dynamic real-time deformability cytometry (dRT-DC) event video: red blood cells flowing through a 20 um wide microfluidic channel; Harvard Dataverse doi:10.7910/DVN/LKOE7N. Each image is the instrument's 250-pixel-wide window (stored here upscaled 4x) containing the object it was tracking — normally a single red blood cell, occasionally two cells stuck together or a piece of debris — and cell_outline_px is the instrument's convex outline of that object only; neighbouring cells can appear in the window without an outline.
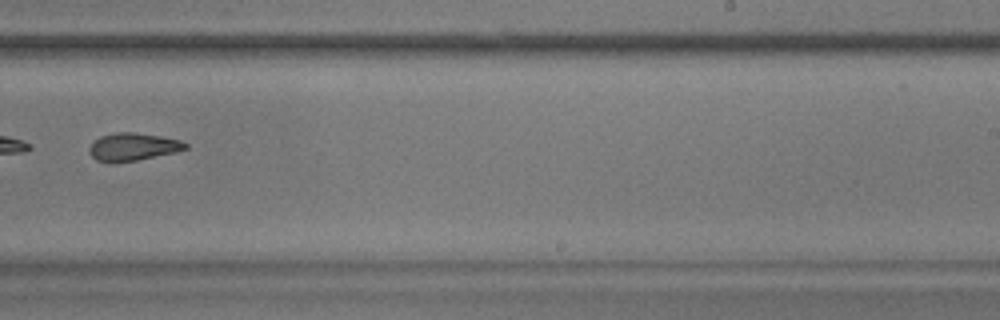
{"species": "common noctule bat (a hibernating species)", "species_latin": "Nyctalus noctula", "temperature_condition": "warm", "stored_images_in_passage": 9, "camera_frame_rate_fps": 3000, "um_per_image_px": 0.085, "animal": {"sex": "male", "body_mass_g": 17.9}, "frame": {"image": 1, "passage_image": 9, "time_ms": 2.667, "image_size_px": [1000, 320], "cell_outline_px": [[188, 148], [172, 152], [136, 160], [112, 164], [108, 164], [96, 160], [88, 152], [88, 148], [100, 136], [116, 132], [136, 132], [160, 136], [180, 140], [188, 144]], "centroid_in_image_um": [11.24, 12.49], "position_along_channel_um": 277.8, "area_um2": 15.55}}